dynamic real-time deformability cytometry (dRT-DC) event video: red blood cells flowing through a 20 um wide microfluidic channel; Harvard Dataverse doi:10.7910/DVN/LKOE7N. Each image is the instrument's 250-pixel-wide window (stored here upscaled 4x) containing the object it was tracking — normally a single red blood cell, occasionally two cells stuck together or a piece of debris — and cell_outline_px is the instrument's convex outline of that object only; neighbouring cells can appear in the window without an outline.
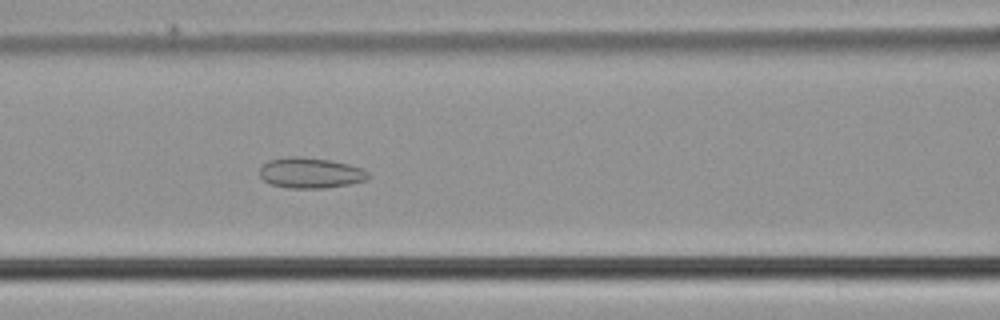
{"species": "common noctule bat (a hibernating species)", "species_latin": "Nyctalus noctula", "temperature_condition": "cold", "stored_images_in_passage": 45, "camera_frame_rate_fps": 3000, "um_per_image_px": 0.085, "animal": {"sex": "male", "body_mass_g": 21.5, "forearm_length_mm": 52.0}, "frame": {"image": 1, "passage_image": 17, "time_ms": 5.333, "image_size_px": [1000, 320], "cell_outline_px": [[368, 180], [348, 184], [324, 188], [288, 188], [272, 184], [264, 180], [260, 176], [260, 168], [268, 160], [288, 156], [300, 156], [328, 160], [348, 164], [360, 168], [368, 172]], "centroid_in_image_um": [26.37, 14.69], "position_along_channel_um": 140.2, "area_um2": 19.19}}
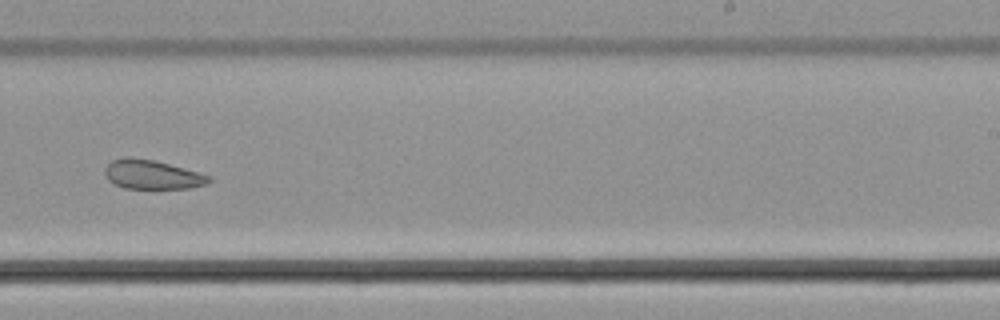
{"frame": {"image": 2, "passage_image": 27, "time_ms": 8.667, "image_size_px": [1000, 320], "cell_outline_px": [[212, 180], [208, 184], [188, 188], [124, 188], [108, 180], [104, 172], [104, 168], [112, 160], [128, 156], [152, 160], [184, 168], [212, 176]], "centroid_in_image_um": [12.94, 14.84], "position_along_channel_um": 276.1, "area_um2": 17.57}}
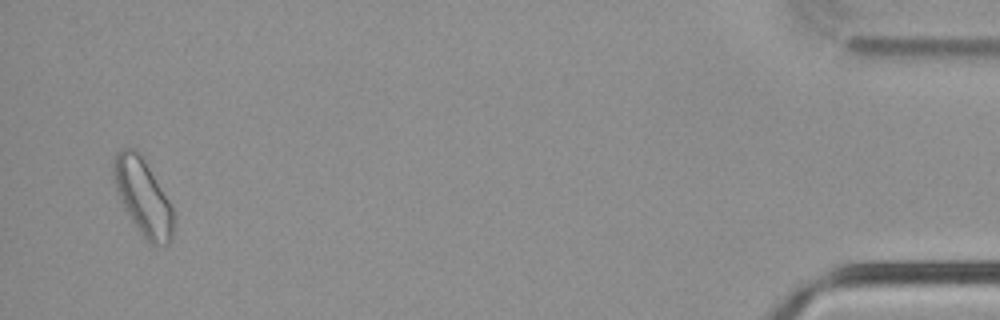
{"frame": {"image": 3, "passage_image": 44, "time_ms": 14.333, "image_size_px": [1000, 320], "cell_outline_px": [[176, 216], [172, 236], [168, 244], [152, 244], [140, 232], [124, 208], [116, 192], [112, 176], [112, 160], [116, 152], [124, 148], [136, 148], [144, 156], [172, 204]], "centroid_in_image_um": [12.16, 16.67], "position_along_channel_um": 423.0, "area_um2": 27.34}}